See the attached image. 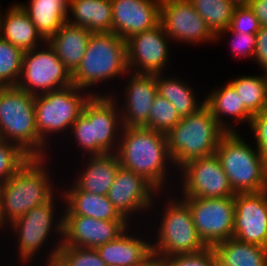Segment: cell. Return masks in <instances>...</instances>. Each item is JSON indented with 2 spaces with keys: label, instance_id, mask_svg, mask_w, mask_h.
I'll return each instance as SVG.
<instances>
[{
  "label": "cell",
  "instance_id": "28",
  "mask_svg": "<svg viewBox=\"0 0 267 266\" xmlns=\"http://www.w3.org/2000/svg\"><path fill=\"white\" fill-rule=\"evenodd\" d=\"M204 101L218 124L226 132H237L236 128H233L234 126L228 125L225 120L226 116H233L239 123L247 122L250 124L252 120L253 116L246 110L244 104L241 103V98L229 82L222 86V88L214 89L213 92L206 96Z\"/></svg>",
  "mask_w": 267,
  "mask_h": 266
},
{
  "label": "cell",
  "instance_id": "45",
  "mask_svg": "<svg viewBox=\"0 0 267 266\" xmlns=\"http://www.w3.org/2000/svg\"><path fill=\"white\" fill-rule=\"evenodd\" d=\"M232 3H234L236 6L241 5H248L250 0H230Z\"/></svg>",
  "mask_w": 267,
  "mask_h": 266
},
{
  "label": "cell",
  "instance_id": "33",
  "mask_svg": "<svg viewBox=\"0 0 267 266\" xmlns=\"http://www.w3.org/2000/svg\"><path fill=\"white\" fill-rule=\"evenodd\" d=\"M23 51L0 36V87L17 86Z\"/></svg>",
  "mask_w": 267,
  "mask_h": 266
},
{
  "label": "cell",
  "instance_id": "25",
  "mask_svg": "<svg viewBox=\"0 0 267 266\" xmlns=\"http://www.w3.org/2000/svg\"><path fill=\"white\" fill-rule=\"evenodd\" d=\"M91 32L83 26L65 22L47 41L56 56L72 74L83 59Z\"/></svg>",
  "mask_w": 267,
  "mask_h": 266
},
{
  "label": "cell",
  "instance_id": "23",
  "mask_svg": "<svg viewBox=\"0 0 267 266\" xmlns=\"http://www.w3.org/2000/svg\"><path fill=\"white\" fill-rule=\"evenodd\" d=\"M83 172L75 179L74 184L83 191L107 195L120 168L116 153L89 155Z\"/></svg>",
  "mask_w": 267,
  "mask_h": 266
},
{
  "label": "cell",
  "instance_id": "8",
  "mask_svg": "<svg viewBox=\"0 0 267 266\" xmlns=\"http://www.w3.org/2000/svg\"><path fill=\"white\" fill-rule=\"evenodd\" d=\"M87 90L70 85L35 95L36 130L46 145L50 134L53 136V133H64L65 129L71 130L89 99L93 95H100L96 91L91 93Z\"/></svg>",
  "mask_w": 267,
  "mask_h": 266
},
{
  "label": "cell",
  "instance_id": "4",
  "mask_svg": "<svg viewBox=\"0 0 267 266\" xmlns=\"http://www.w3.org/2000/svg\"><path fill=\"white\" fill-rule=\"evenodd\" d=\"M0 139L17 145L30 158L47 156V145L36 130L35 95L17 86L0 87Z\"/></svg>",
  "mask_w": 267,
  "mask_h": 266
},
{
  "label": "cell",
  "instance_id": "47",
  "mask_svg": "<svg viewBox=\"0 0 267 266\" xmlns=\"http://www.w3.org/2000/svg\"><path fill=\"white\" fill-rule=\"evenodd\" d=\"M263 248H264V251H265V253H266V255H267V239H266L265 244L263 245Z\"/></svg>",
  "mask_w": 267,
  "mask_h": 266
},
{
  "label": "cell",
  "instance_id": "37",
  "mask_svg": "<svg viewBox=\"0 0 267 266\" xmlns=\"http://www.w3.org/2000/svg\"><path fill=\"white\" fill-rule=\"evenodd\" d=\"M159 266H215V250L207 247L199 252L158 257Z\"/></svg>",
  "mask_w": 267,
  "mask_h": 266
},
{
  "label": "cell",
  "instance_id": "18",
  "mask_svg": "<svg viewBox=\"0 0 267 266\" xmlns=\"http://www.w3.org/2000/svg\"><path fill=\"white\" fill-rule=\"evenodd\" d=\"M235 218L233 237L262 246L267 239V189L234 196Z\"/></svg>",
  "mask_w": 267,
  "mask_h": 266
},
{
  "label": "cell",
  "instance_id": "30",
  "mask_svg": "<svg viewBox=\"0 0 267 266\" xmlns=\"http://www.w3.org/2000/svg\"><path fill=\"white\" fill-rule=\"evenodd\" d=\"M216 254L234 266H267V255L259 245L239 241L234 237L213 246Z\"/></svg>",
  "mask_w": 267,
  "mask_h": 266
},
{
  "label": "cell",
  "instance_id": "34",
  "mask_svg": "<svg viewBox=\"0 0 267 266\" xmlns=\"http://www.w3.org/2000/svg\"><path fill=\"white\" fill-rule=\"evenodd\" d=\"M182 118L172 103L157 94L147 121V129L167 134Z\"/></svg>",
  "mask_w": 267,
  "mask_h": 266
},
{
  "label": "cell",
  "instance_id": "3",
  "mask_svg": "<svg viewBox=\"0 0 267 266\" xmlns=\"http://www.w3.org/2000/svg\"><path fill=\"white\" fill-rule=\"evenodd\" d=\"M30 158L10 179L0 185L2 221L11 224L31 209L49 202L56 196L45 161Z\"/></svg>",
  "mask_w": 267,
  "mask_h": 266
},
{
  "label": "cell",
  "instance_id": "5",
  "mask_svg": "<svg viewBox=\"0 0 267 266\" xmlns=\"http://www.w3.org/2000/svg\"><path fill=\"white\" fill-rule=\"evenodd\" d=\"M225 133L206 105L182 118L166 134L172 166L180 168L192 159L215 154Z\"/></svg>",
  "mask_w": 267,
  "mask_h": 266
},
{
  "label": "cell",
  "instance_id": "21",
  "mask_svg": "<svg viewBox=\"0 0 267 266\" xmlns=\"http://www.w3.org/2000/svg\"><path fill=\"white\" fill-rule=\"evenodd\" d=\"M129 230L127 228L116 239L96 248L108 266H142L153 257L151 241L130 235Z\"/></svg>",
  "mask_w": 267,
  "mask_h": 266
},
{
  "label": "cell",
  "instance_id": "29",
  "mask_svg": "<svg viewBox=\"0 0 267 266\" xmlns=\"http://www.w3.org/2000/svg\"><path fill=\"white\" fill-rule=\"evenodd\" d=\"M162 75L156 74L157 94L171 102L181 118L197 112L205 105V101L199 102L200 100L196 99L197 95L190 84L175 76L167 78Z\"/></svg>",
  "mask_w": 267,
  "mask_h": 266
},
{
  "label": "cell",
  "instance_id": "19",
  "mask_svg": "<svg viewBox=\"0 0 267 266\" xmlns=\"http://www.w3.org/2000/svg\"><path fill=\"white\" fill-rule=\"evenodd\" d=\"M113 33L125 41L160 24L161 0H111Z\"/></svg>",
  "mask_w": 267,
  "mask_h": 266
},
{
  "label": "cell",
  "instance_id": "1",
  "mask_svg": "<svg viewBox=\"0 0 267 266\" xmlns=\"http://www.w3.org/2000/svg\"><path fill=\"white\" fill-rule=\"evenodd\" d=\"M119 141L116 154L120 166L142 176L158 192L162 190L166 175H169L168 166L172 164L166 134L143 127L123 126Z\"/></svg>",
  "mask_w": 267,
  "mask_h": 266
},
{
  "label": "cell",
  "instance_id": "11",
  "mask_svg": "<svg viewBox=\"0 0 267 266\" xmlns=\"http://www.w3.org/2000/svg\"><path fill=\"white\" fill-rule=\"evenodd\" d=\"M39 47H43V44L23 53L22 72L17 87L39 95L73 85L72 74L50 44L44 42V48Z\"/></svg>",
  "mask_w": 267,
  "mask_h": 266
},
{
  "label": "cell",
  "instance_id": "39",
  "mask_svg": "<svg viewBox=\"0 0 267 266\" xmlns=\"http://www.w3.org/2000/svg\"><path fill=\"white\" fill-rule=\"evenodd\" d=\"M227 33H231L233 36L231 38V48L233 56L237 55L239 58L242 56L249 57L250 59L254 58L255 55V48H256V34H249V33H239L231 31L227 28L224 31H221L217 35V41L221 40L220 38Z\"/></svg>",
  "mask_w": 267,
  "mask_h": 266
},
{
  "label": "cell",
  "instance_id": "20",
  "mask_svg": "<svg viewBox=\"0 0 267 266\" xmlns=\"http://www.w3.org/2000/svg\"><path fill=\"white\" fill-rule=\"evenodd\" d=\"M129 73L123 100L125 107L120 109L122 126L147 128L150 109L157 95L156 74Z\"/></svg>",
  "mask_w": 267,
  "mask_h": 266
},
{
  "label": "cell",
  "instance_id": "22",
  "mask_svg": "<svg viewBox=\"0 0 267 266\" xmlns=\"http://www.w3.org/2000/svg\"><path fill=\"white\" fill-rule=\"evenodd\" d=\"M60 195L61 200H65V211L69 215L87 216L97 220L127 221L106 195L80 190L74 183L68 190H61Z\"/></svg>",
  "mask_w": 267,
  "mask_h": 266
},
{
  "label": "cell",
  "instance_id": "40",
  "mask_svg": "<svg viewBox=\"0 0 267 266\" xmlns=\"http://www.w3.org/2000/svg\"><path fill=\"white\" fill-rule=\"evenodd\" d=\"M249 125L255 137V146L261 157L267 161V110L254 115Z\"/></svg>",
  "mask_w": 267,
  "mask_h": 266
},
{
  "label": "cell",
  "instance_id": "2",
  "mask_svg": "<svg viewBox=\"0 0 267 266\" xmlns=\"http://www.w3.org/2000/svg\"><path fill=\"white\" fill-rule=\"evenodd\" d=\"M100 94L89 99L70 130L80 150L88 155L116 153L123 127L118 99Z\"/></svg>",
  "mask_w": 267,
  "mask_h": 266
},
{
  "label": "cell",
  "instance_id": "6",
  "mask_svg": "<svg viewBox=\"0 0 267 266\" xmlns=\"http://www.w3.org/2000/svg\"><path fill=\"white\" fill-rule=\"evenodd\" d=\"M129 72L126 41L113 32L91 33L85 54L72 73V83L86 89ZM117 76V77H116Z\"/></svg>",
  "mask_w": 267,
  "mask_h": 266
},
{
  "label": "cell",
  "instance_id": "46",
  "mask_svg": "<svg viewBox=\"0 0 267 266\" xmlns=\"http://www.w3.org/2000/svg\"><path fill=\"white\" fill-rule=\"evenodd\" d=\"M1 204V203H0ZM3 227H5L3 221H2V215H1V206H0V228L2 229ZM0 229V230H1Z\"/></svg>",
  "mask_w": 267,
  "mask_h": 266
},
{
  "label": "cell",
  "instance_id": "27",
  "mask_svg": "<svg viewBox=\"0 0 267 266\" xmlns=\"http://www.w3.org/2000/svg\"><path fill=\"white\" fill-rule=\"evenodd\" d=\"M68 22L91 33L113 32L111 0H70Z\"/></svg>",
  "mask_w": 267,
  "mask_h": 266
},
{
  "label": "cell",
  "instance_id": "10",
  "mask_svg": "<svg viewBox=\"0 0 267 266\" xmlns=\"http://www.w3.org/2000/svg\"><path fill=\"white\" fill-rule=\"evenodd\" d=\"M176 199H169L164 204L165 211L157 229L156 242L152 243L155 257L195 253L208 247L196 230L189 206L182 199Z\"/></svg>",
  "mask_w": 267,
  "mask_h": 266
},
{
  "label": "cell",
  "instance_id": "17",
  "mask_svg": "<svg viewBox=\"0 0 267 266\" xmlns=\"http://www.w3.org/2000/svg\"><path fill=\"white\" fill-rule=\"evenodd\" d=\"M158 193L160 192L142 176L120 166L106 196L118 212L130 222L132 214L152 209L151 206L155 204L154 197L157 196L155 194Z\"/></svg>",
  "mask_w": 267,
  "mask_h": 266
},
{
  "label": "cell",
  "instance_id": "13",
  "mask_svg": "<svg viewBox=\"0 0 267 266\" xmlns=\"http://www.w3.org/2000/svg\"><path fill=\"white\" fill-rule=\"evenodd\" d=\"M178 170L183 177L181 198L234 197L227 175L216 154L192 159Z\"/></svg>",
  "mask_w": 267,
  "mask_h": 266
},
{
  "label": "cell",
  "instance_id": "31",
  "mask_svg": "<svg viewBox=\"0 0 267 266\" xmlns=\"http://www.w3.org/2000/svg\"><path fill=\"white\" fill-rule=\"evenodd\" d=\"M241 98L246 110L252 115L267 110V72L262 75L236 77L229 80Z\"/></svg>",
  "mask_w": 267,
  "mask_h": 266
},
{
  "label": "cell",
  "instance_id": "9",
  "mask_svg": "<svg viewBox=\"0 0 267 266\" xmlns=\"http://www.w3.org/2000/svg\"><path fill=\"white\" fill-rule=\"evenodd\" d=\"M54 200H56V198L53 197L49 202L31 209L10 225H7L11 226V231L15 234V237L17 236L18 238L17 251L19 255L17 256H19L18 259H20V263L23 265L29 264L30 261L32 262L34 255L37 254L36 252H38L43 245H47L44 243L53 232H55V234L57 233V237L60 239L57 240L58 243H55L53 246L54 248H51L50 254H47V264L45 266H52L55 262L58 248L62 244L63 216L58 218V220L55 218L56 203Z\"/></svg>",
  "mask_w": 267,
  "mask_h": 266
},
{
  "label": "cell",
  "instance_id": "32",
  "mask_svg": "<svg viewBox=\"0 0 267 266\" xmlns=\"http://www.w3.org/2000/svg\"><path fill=\"white\" fill-rule=\"evenodd\" d=\"M217 36L229 28L236 5L230 0H189Z\"/></svg>",
  "mask_w": 267,
  "mask_h": 266
},
{
  "label": "cell",
  "instance_id": "35",
  "mask_svg": "<svg viewBox=\"0 0 267 266\" xmlns=\"http://www.w3.org/2000/svg\"><path fill=\"white\" fill-rule=\"evenodd\" d=\"M52 266H108L96 249L61 244Z\"/></svg>",
  "mask_w": 267,
  "mask_h": 266
},
{
  "label": "cell",
  "instance_id": "12",
  "mask_svg": "<svg viewBox=\"0 0 267 266\" xmlns=\"http://www.w3.org/2000/svg\"><path fill=\"white\" fill-rule=\"evenodd\" d=\"M181 199L189 206L196 230L207 246L233 237L234 197Z\"/></svg>",
  "mask_w": 267,
  "mask_h": 266
},
{
  "label": "cell",
  "instance_id": "15",
  "mask_svg": "<svg viewBox=\"0 0 267 266\" xmlns=\"http://www.w3.org/2000/svg\"><path fill=\"white\" fill-rule=\"evenodd\" d=\"M161 24L135 34L126 40L129 72L138 74H164L168 65L169 42Z\"/></svg>",
  "mask_w": 267,
  "mask_h": 266
},
{
  "label": "cell",
  "instance_id": "7",
  "mask_svg": "<svg viewBox=\"0 0 267 266\" xmlns=\"http://www.w3.org/2000/svg\"><path fill=\"white\" fill-rule=\"evenodd\" d=\"M238 132H226L216 155L235 194L267 189V161Z\"/></svg>",
  "mask_w": 267,
  "mask_h": 266
},
{
  "label": "cell",
  "instance_id": "26",
  "mask_svg": "<svg viewBox=\"0 0 267 266\" xmlns=\"http://www.w3.org/2000/svg\"><path fill=\"white\" fill-rule=\"evenodd\" d=\"M70 0H30L19 4L28 14L38 34L47 42L68 20Z\"/></svg>",
  "mask_w": 267,
  "mask_h": 266
},
{
  "label": "cell",
  "instance_id": "36",
  "mask_svg": "<svg viewBox=\"0 0 267 266\" xmlns=\"http://www.w3.org/2000/svg\"><path fill=\"white\" fill-rule=\"evenodd\" d=\"M29 159L17 145L0 139V185L10 179Z\"/></svg>",
  "mask_w": 267,
  "mask_h": 266
},
{
  "label": "cell",
  "instance_id": "43",
  "mask_svg": "<svg viewBox=\"0 0 267 266\" xmlns=\"http://www.w3.org/2000/svg\"><path fill=\"white\" fill-rule=\"evenodd\" d=\"M215 266H234L224 262L215 252Z\"/></svg>",
  "mask_w": 267,
  "mask_h": 266
},
{
  "label": "cell",
  "instance_id": "16",
  "mask_svg": "<svg viewBox=\"0 0 267 266\" xmlns=\"http://www.w3.org/2000/svg\"><path fill=\"white\" fill-rule=\"evenodd\" d=\"M62 216V244L67 246L96 249L116 239L132 225L128 221L97 220L87 216L69 215L65 210Z\"/></svg>",
  "mask_w": 267,
  "mask_h": 266
},
{
  "label": "cell",
  "instance_id": "38",
  "mask_svg": "<svg viewBox=\"0 0 267 266\" xmlns=\"http://www.w3.org/2000/svg\"><path fill=\"white\" fill-rule=\"evenodd\" d=\"M261 28L259 19L248 5L236 6L230 20L229 29L239 33L256 34Z\"/></svg>",
  "mask_w": 267,
  "mask_h": 266
},
{
  "label": "cell",
  "instance_id": "24",
  "mask_svg": "<svg viewBox=\"0 0 267 266\" xmlns=\"http://www.w3.org/2000/svg\"><path fill=\"white\" fill-rule=\"evenodd\" d=\"M3 14L0 15V36L3 39L23 52L44 44L45 41L38 34L35 25L19 3L12 4Z\"/></svg>",
  "mask_w": 267,
  "mask_h": 266
},
{
  "label": "cell",
  "instance_id": "42",
  "mask_svg": "<svg viewBox=\"0 0 267 266\" xmlns=\"http://www.w3.org/2000/svg\"><path fill=\"white\" fill-rule=\"evenodd\" d=\"M248 6L259 19L260 25L267 27V0H250Z\"/></svg>",
  "mask_w": 267,
  "mask_h": 266
},
{
  "label": "cell",
  "instance_id": "44",
  "mask_svg": "<svg viewBox=\"0 0 267 266\" xmlns=\"http://www.w3.org/2000/svg\"><path fill=\"white\" fill-rule=\"evenodd\" d=\"M142 266H159L158 257L153 256L149 261H147Z\"/></svg>",
  "mask_w": 267,
  "mask_h": 266
},
{
  "label": "cell",
  "instance_id": "41",
  "mask_svg": "<svg viewBox=\"0 0 267 266\" xmlns=\"http://www.w3.org/2000/svg\"><path fill=\"white\" fill-rule=\"evenodd\" d=\"M256 61L264 72H267V27L261 26L256 32V48L254 55Z\"/></svg>",
  "mask_w": 267,
  "mask_h": 266
},
{
  "label": "cell",
  "instance_id": "14",
  "mask_svg": "<svg viewBox=\"0 0 267 266\" xmlns=\"http://www.w3.org/2000/svg\"><path fill=\"white\" fill-rule=\"evenodd\" d=\"M160 24L174 42L198 44L217 41V36L189 0H161Z\"/></svg>",
  "mask_w": 267,
  "mask_h": 266
}]
</instances>
